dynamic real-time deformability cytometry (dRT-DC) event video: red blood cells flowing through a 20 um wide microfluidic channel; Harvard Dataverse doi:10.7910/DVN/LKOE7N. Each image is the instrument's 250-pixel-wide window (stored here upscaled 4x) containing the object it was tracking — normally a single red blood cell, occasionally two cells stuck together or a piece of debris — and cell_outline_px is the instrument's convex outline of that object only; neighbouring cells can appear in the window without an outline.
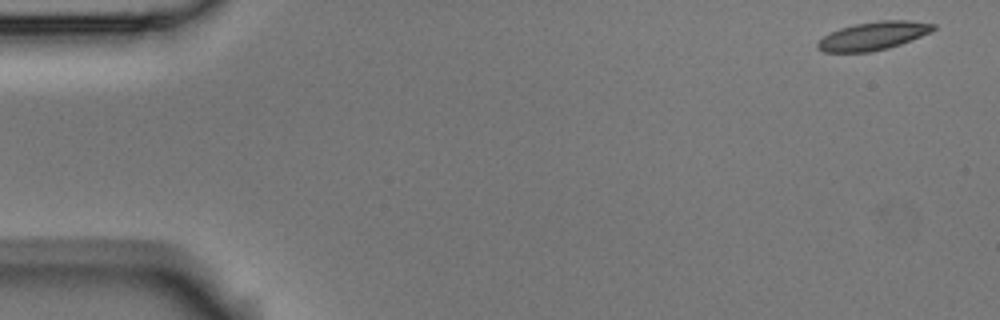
{"species": "Egyptian fruit bat (a non-hibernating species)", "species_latin": "Rousettus aegyptiacus", "temperature_condition": "room temperature", "stored_images_in_passage": 52, "camera_frame_rate_fps": 3000, "um_per_image_px": 0.085, "animal": {"sex": "male"}, "frame": {"image": 1, "passage_image": 1, "time_ms": 0.0, "image_size_px": [1000, 320], "cell_outline_px": [[932, 28], [908, 40], [884, 48], [860, 52], [832, 52], [820, 48], [820, 44], [828, 36], [836, 32], [848, 28], [864, 24], [932, 24]], "centroid_in_image_um": [74.1, 3.14], "position_along_channel_um": 10.9, "area_um2": 15.37}}
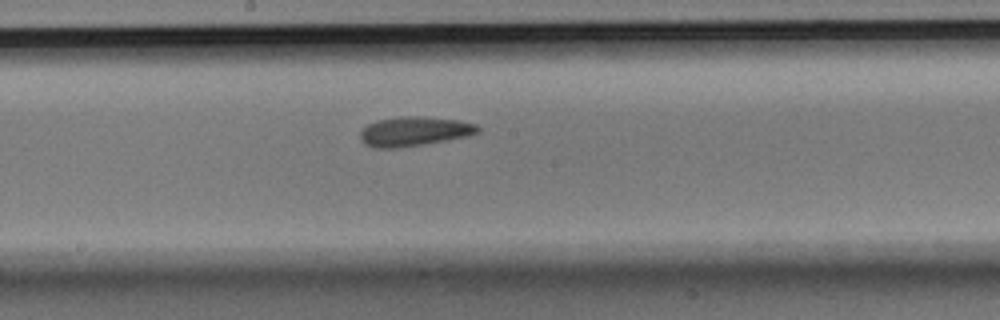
{"frame": {"image": 2, "passage_image": 27, "time_ms": 8.667, "image_size_px": [1000, 320], "cell_outline_px": [[476, 128], [472, 132], [412, 144], [372, 144], [364, 140], [364, 132], [372, 124], [388, 120], [432, 120], [468, 124]], "centroid_in_image_um": [35.11, 11.17], "position_along_channel_um": 213.1, "area_um2": 14.74}}
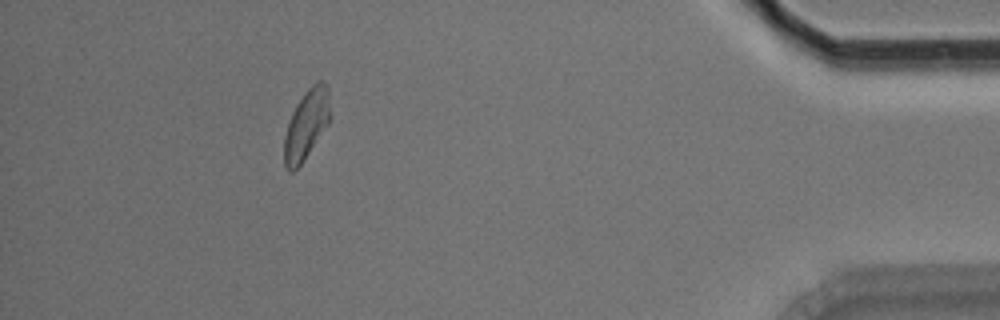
{"frame": {"image": 3, "passage_image": 47, "time_ms": 15.333, "image_size_px": [1000, 320], "cell_outline_px": [[328, 120], [300, 164], [296, 168], [288, 168], [284, 160], [284, 140], [288, 124], [296, 108], [304, 96], [312, 88], [328, 116]], "centroid_in_image_um": [25.82, 10.98], "position_along_channel_um": 409.4, "area_um2": 14.45}, "authors_computed_cell_mechanics": {"area_um2": 15.3748, "velocity_mm_per_s": 3.76, "shape_relaxation_time_tau1_ms": null, "shape_relaxation_time_tau2_ms": 6.4488, "deformation_change_tau1": null, "deformation_change_tau2": 0.1652}}